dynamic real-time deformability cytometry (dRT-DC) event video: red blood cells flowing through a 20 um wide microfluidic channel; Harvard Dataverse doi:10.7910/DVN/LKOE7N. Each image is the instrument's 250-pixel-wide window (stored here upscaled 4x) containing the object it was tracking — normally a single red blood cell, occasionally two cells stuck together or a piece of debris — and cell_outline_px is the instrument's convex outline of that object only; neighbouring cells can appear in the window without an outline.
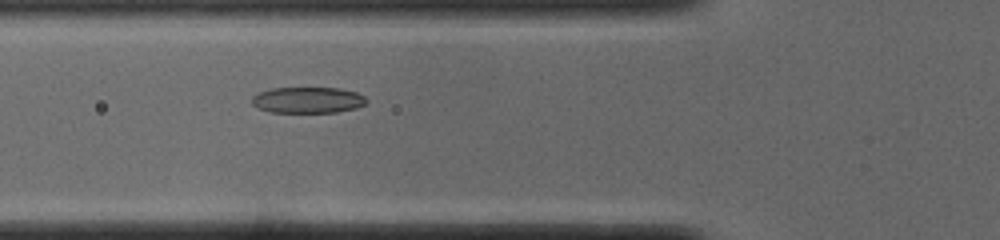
{"species": "common noctule bat (a hibernating species)", "species_latin": "Nyctalus noctula", "temperature_condition": "cold", "stored_images_in_passage": 45, "camera_frame_rate_fps": 3000, "um_per_image_px": 0.085, "animal": {"sex": "male", "body_mass_g": 19.0, "forearm_length_mm": 50.8}, "frame": {"image": 1, "passage_image": 12, "time_ms": 3.667, "image_size_px": [1000, 240], "cell_outline_px": [[368, 100], [364, 104], [356, 108], [336, 112], [268, 112], [252, 104], [252, 96], [260, 92], [272, 88], [340, 88], [356, 92], [364, 96]], "centroid_in_image_um": [26.17, 8.5], "position_along_channel_um": 99.6, "area_um2": 17.34}}
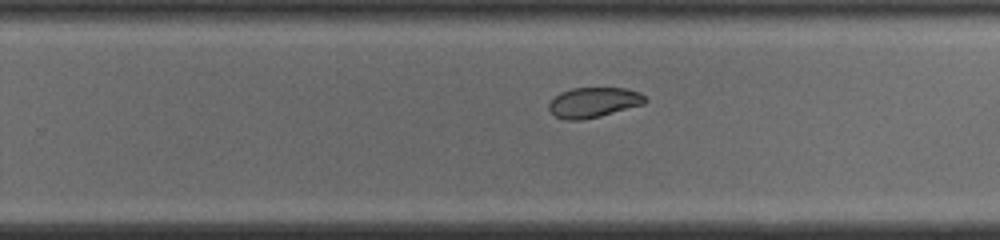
{"frame": {"image": 2, "passage_image": 26, "time_ms": 8.333, "image_size_px": [1000, 240], "cell_outline_px": [[648, 100], [644, 104], [600, 116], [580, 120], [564, 120], [556, 116], [548, 108], [548, 104], [560, 92], [572, 88], [624, 88], [640, 92]], "centroid_in_image_um": [50.46, 8.7], "position_along_channel_um": 279.3, "area_um2": 16.82}}
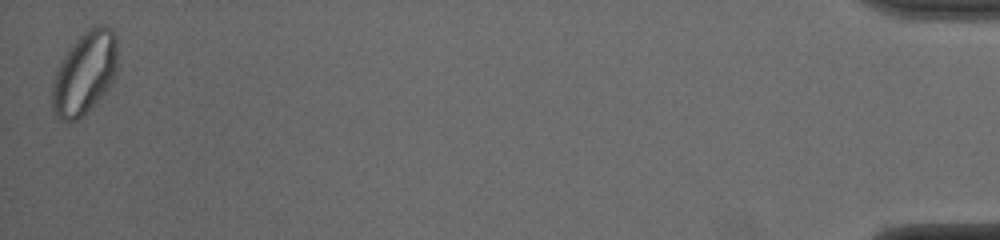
{"frame": {"image": 3, "passage_image": 45, "time_ms": 14.667, "image_size_px": [1000, 240], "cell_outline_px": [[116, 72], [112, 84], [76, 120], [60, 120], [52, 108], [52, 80], [60, 60], [68, 48], [88, 28], [96, 24], [104, 24], [112, 28], [116, 36]], "centroid_in_image_um": [7.18, 6.14], "position_along_channel_um": 428.0, "area_um2": 31.27}, "authors_computed_cell_mechanics": {"area_um2": 18.785, "velocity_mm_per_s": 3.8598, "shape_relaxation_time_tau1_ms": 6.1907, "shape_relaxation_time_tau2_ms": 2.5931, "deformation_change_tau1": 0.1549, "deformation_change_tau2": 0.0657}}